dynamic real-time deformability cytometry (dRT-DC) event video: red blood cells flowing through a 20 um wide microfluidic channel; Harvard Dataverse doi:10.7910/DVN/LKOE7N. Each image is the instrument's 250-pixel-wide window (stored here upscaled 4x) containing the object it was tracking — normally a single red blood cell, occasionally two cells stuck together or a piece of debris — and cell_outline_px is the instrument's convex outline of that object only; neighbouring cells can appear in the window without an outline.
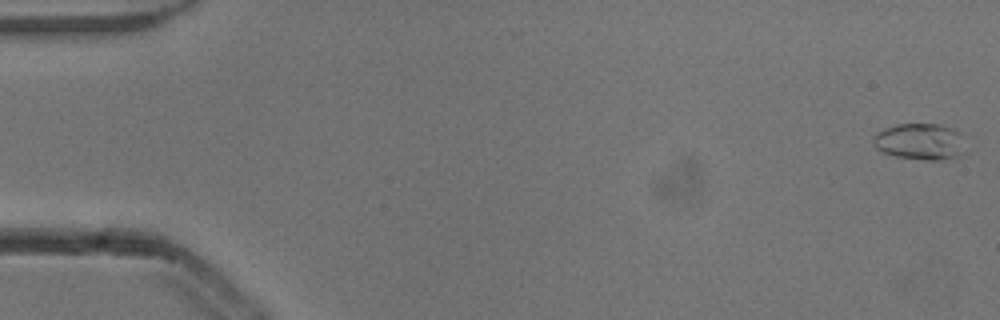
{"species": "common noctule bat (a hibernating species)", "species_latin": "Nyctalus noctula", "temperature_condition": "cold", "stored_images_in_passage": 53, "camera_frame_rate_fps": 3000, "um_per_image_px": 0.085, "animal": {"sex": "male", "body_mass_g": 13.3}, "frame": {"image": 1, "passage_image": 1, "time_ms": 0.0, "image_size_px": [1000, 320], "cell_outline_px": [[968, 152], [960, 156], [940, 160], [924, 160], [896, 156], [884, 152], [876, 148], [872, 140], [872, 136], [876, 132], [896, 124], [940, 124], [956, 128], [960, 132]], "centroid_in_image_um": [78.27, 12.03], "position_along_channel_um": 6.7, "area_um2": 20.06}}
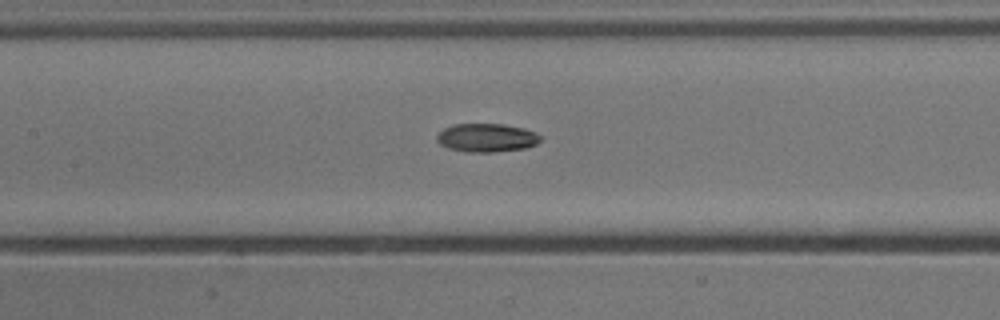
{"frame": {"image": 2, "passage_image": 25, "time_ms": 8.0, "image_size_px": [1000, 320], "cell_outline_px": [[540, 140], [536, 144], [528, 148], [492, 152], [468, 152], [448, 148], [440, 144], [436, 140], [436, 136], [444, 128], [456, 124], [504, 124], [524, 128], [536, 132], [540, 136]], "centroid_in_image_um": [41.38, 11.71], "position_along_channel_um": 166.0, "area_um2": 17.22}}
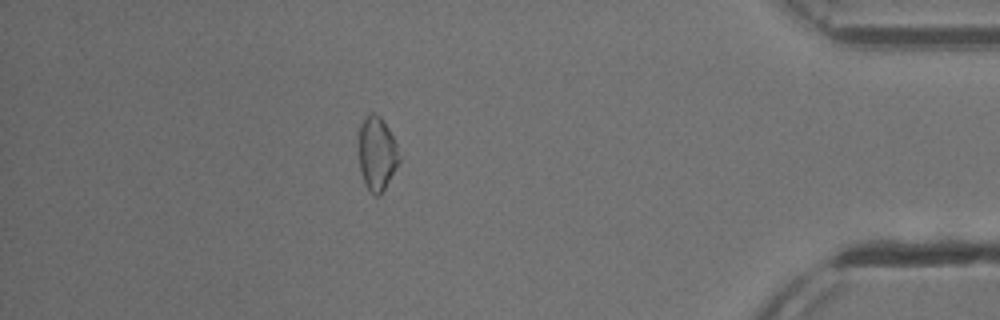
{"frame": {"image": 3, "passage_image": 47, "time_ms": 15.333, "image_size_px": [1000, 320], "cell_outline_px": [[400, 160], [380, 196], [376, 196], [364, 184], [360, 172], [360, 124], [372, 112], [380, 116], [388, 128], [396, 144], [400, 156]], "centroid_in_image_um": [32.05, 13.07], "position_along_channel_um": 403.2, "area_um2": 16.94}, "authors_computed_cell_mechanics": {"area_um2": 16.9932, "velocity_mm_per_s": 3.8735, "shape_relaxation_time_tau1_ms": 3.8298, "shape_relaxation_time_tau2_ms": null, "deformation_change_tau1": 0.1362, "deformation_change_tau2": null}}